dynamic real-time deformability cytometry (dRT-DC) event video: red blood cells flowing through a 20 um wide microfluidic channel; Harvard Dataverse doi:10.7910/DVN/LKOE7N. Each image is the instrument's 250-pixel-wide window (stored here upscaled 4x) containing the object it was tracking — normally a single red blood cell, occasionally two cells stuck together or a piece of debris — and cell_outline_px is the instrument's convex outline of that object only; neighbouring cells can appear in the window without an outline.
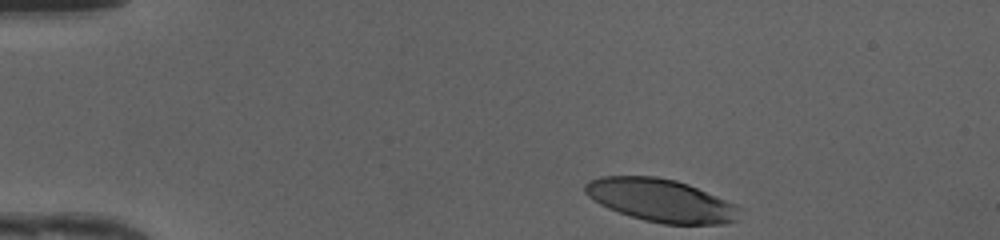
{"species": "human", "species_latin": "Homo sapiens", "temperature_condition": "cold", "stored_images_in_passage": 35, "camera_frame_rate_fps": 3000, "um_per_image_px": 0.085, "donor": {"sex": "female"}, "frame": {"image": 1, "passage_image": 1, "time_ms": 0.0, "image_size_px": [1000, 240], "cell_outline_px": [[740, 208], [736, 220], [728, 224], [664, 224], [644, 220], [608, 208], [600, 204], [588, 196], [584, 192], [584, 184], [588, 180], [600, 176], [656, 176], [676, 180], [688, 184], [736, 204]], "centroid_in_image_um": [56.16, 17.02], "position_along_channel_um": 28.8, "area_um2": 38.55}}
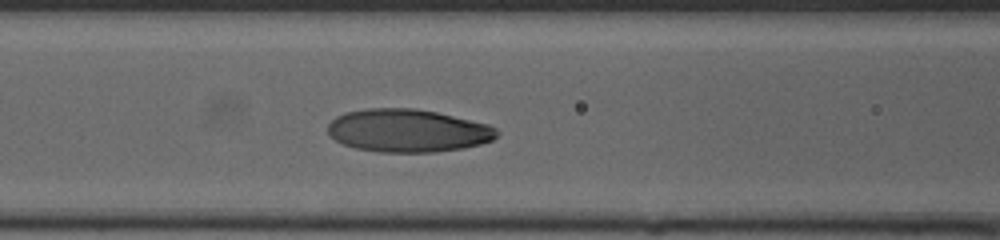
{"frame": {"image": 2, "passage_image": 14, "time_ms": 4.333, "image_size_px": [1000, 240], "cell_outline_px": [[500, 132], [492, 140], [480, 144], [464, 148], [436, 152], [380, 152], [356, 148], [344, 144], [336, 140], [328, 132], [328, 124], [336, 116], [344, 112], [364, 108], [416, 108], [436, 112], [488, 124], [496, 128]], "centroid_in_image_um": [34.66, 11.1], "position_along_channel_um": 131.9, "area_um2": 42.37}}
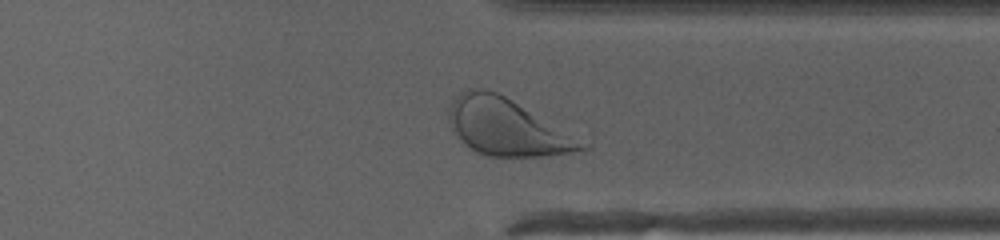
{"frame": {"image": 3, "passage_image": 31, "time_ms": 10.0, "image_size_px": [1000, 240], "cell_outline_px": [[592, 148], [544, 156], [484, 156], [468, 148], [452, 132], [448, 124], [448, 108], [452, 100], [460, 92], [468, 88], [484, 88], [496, 92], [504, 96], [592, 144]], "centroid_in_image_um": [43.05, 10.81], "position_along_channel_um": 368.3, "area_um2": 44.33}, "authors_computed_cell_mechanics": {"area_um2": 40.6912, "velocity_mm_per_s": 4.1669, "shape_relaxation_time_tau1_ms": 2.8973, "shape_relaxation_time_tau2_ms": 1.8551, "deformation_change_tau1": 0.1718, "deformation_change_tau2": 0.0807}}